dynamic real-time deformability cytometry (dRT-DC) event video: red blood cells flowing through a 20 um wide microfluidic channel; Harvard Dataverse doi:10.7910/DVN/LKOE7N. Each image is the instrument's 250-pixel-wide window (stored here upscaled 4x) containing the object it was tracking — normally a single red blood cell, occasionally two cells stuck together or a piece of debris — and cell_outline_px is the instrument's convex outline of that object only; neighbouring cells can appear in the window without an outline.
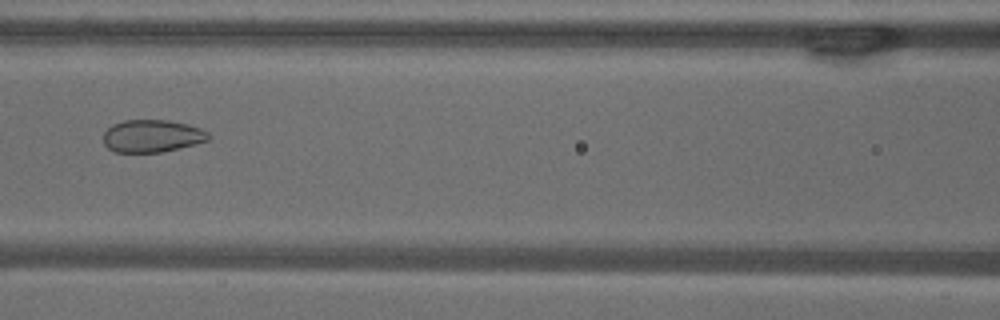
{"species": "common noctule bat (a hibernating species)", "species_latin": "Nyctalus noctula", "temperature_condition": "warm", "stored_images_in_passage": 43, "camera_frame_rate_fps": 3000, "um_per_image_px": 0.085, "animal": {"sex": "male", "body_mass_g": 18.8}, "frame": {"image": 1, "passage_image": 14, "time_ms": 4.333, "image_size_px": [1000, 320], "cell_outline_px": [[212, 136], [208, 140], [196, 144], [160, 152], [116, 152], [108, 148], [104, 144], [104, 132], [112, 124], [124, 120], [168, 120], [188, 124], [200, 128], [208, 132]], "centroid_in_image_um": [12.94, 11.55], "position_along_channel_um": 153.7, "area_um2": 19.94}}
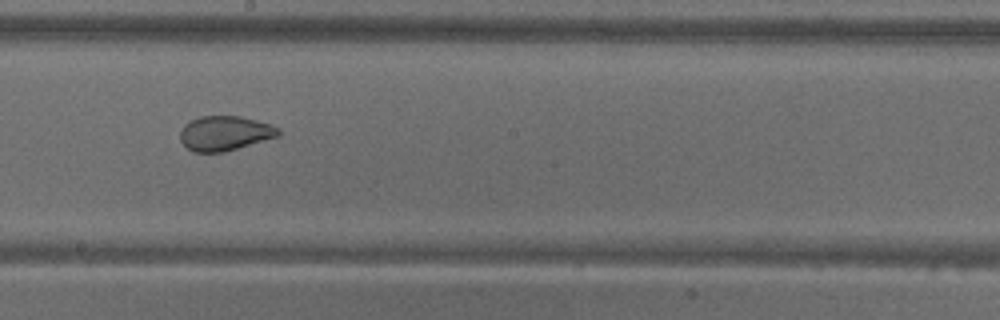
{"frame": {"image": 2, "passage_image": 20, "time_ms": 6.333, "image_size_px": [1000, 320], "cell_outline_px": [[280, 136], [224, 152], [192, 152], [180, 140], [180, 132], [184, 124], [200, 116], [240, 116], [256, 120], [280, 128]], "centroid_in_image_um": [19.11, 11.33], "position_along_channel_um": 229.1, "area_um2": 19.83}}
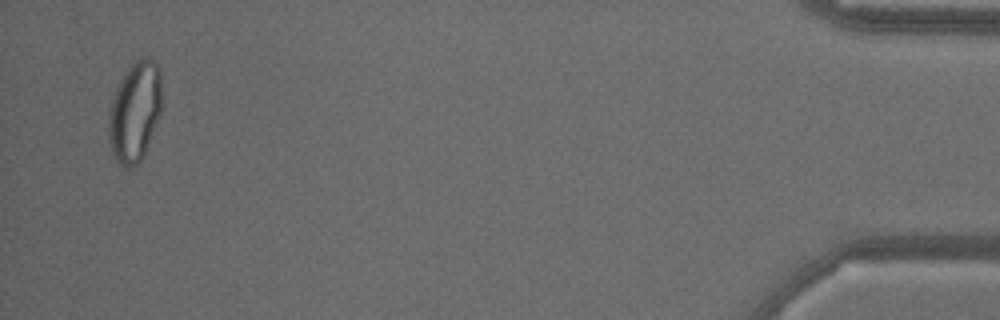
{"frame": {"image": 3, "passage_image": 42, "time_ms": 13.667, "image_size_px": [1000, 320], "cell_outline_px": [[160, 116], [144, 156], [136, 164], [128, 168], [120, 164], [116, 160], [112, 152], [108, 136], [108, 116], [112, 100], [116, 88], [124, 72], [136, 60], [144, 56], [148, 56], [156, 60], [160, 68]], "centroid_in_image_um": [11.46, 9.47], "position_along_channel_um": 423.7, "area_um2": 31.15}, "authors_computed_cell_mechanics": {"area_um2": 24.9696, "velocity_mm_per_s": 3.7783, "shape_relaxation_time_tau1_ms": null, "shape_relaxation_time_tau2_ms": 0.8877, "deformation_change_tau1": null, "deformation_change_tau2": 0.0625}}